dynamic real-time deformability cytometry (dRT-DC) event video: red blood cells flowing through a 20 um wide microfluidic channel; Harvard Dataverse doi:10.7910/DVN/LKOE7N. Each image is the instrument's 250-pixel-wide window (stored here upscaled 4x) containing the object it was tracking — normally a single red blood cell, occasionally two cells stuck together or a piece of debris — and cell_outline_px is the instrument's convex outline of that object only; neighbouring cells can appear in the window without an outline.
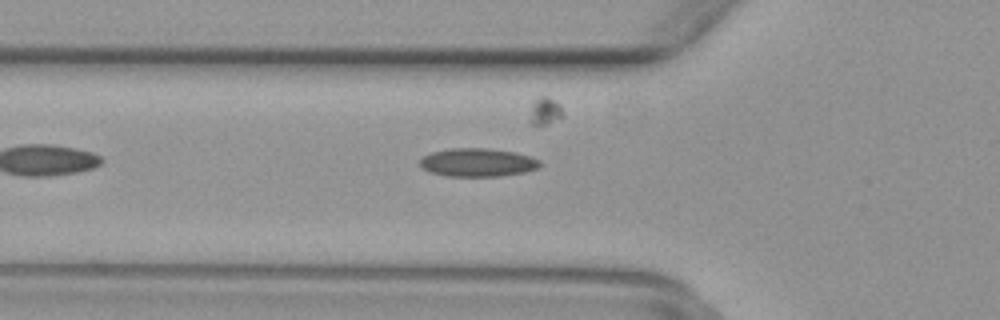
{"species": "common noctule bat (a hibernating species)", "species_latin": "Nyctalus noctula", "temperature_condition": "warm", "stored_images_in_passage": 29, "camera_frame_rate_fps": 3000, "um_per_image_px": 0.085, "animal": {"sex": "female", "body_mass_g": 29.2, "forearm_length_mm": 56.3}, "frame": {"image": 1, "passage_image": 6, "time_ms": 1.667, "image_size_px": [1000, 320], "cell_outline_px": [[540, 164], [536, 168], [524, 172], [500, 176], [448, 176], [428, 172], [420, 164], [420, 160], [424, 156], [432, 152], [452, 148], [488, 148], [516, 152], [532, 156], [540, 160]], "centroid_in_image_um": [40.61, 13.8], "position_along_channel_um": 85.2, "area_um2": 19.77}}
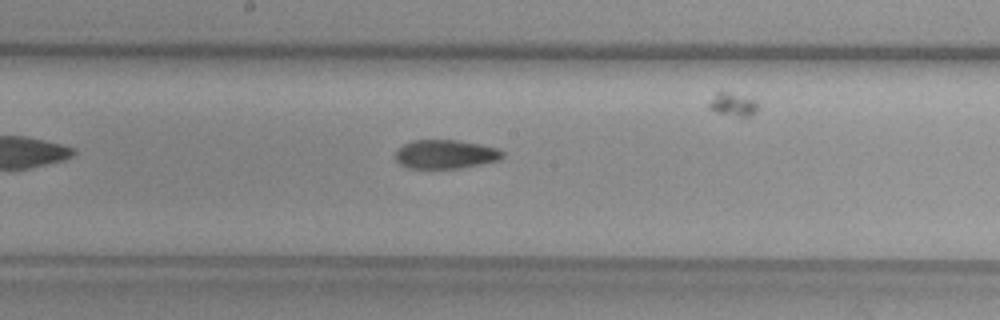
{"frame": {"image": 2, "passage_image": 15, "time_ms": 4.667, "image_size_px": [1000, 320], "cell_outline_px": [[504, 156], [500, 160], [460, 168], [408, 168], [400, 164], [396, 160], [396, 148], [412, 140], [456, 140], [480, 144], [496, 148], [504, 152]], "centroid_in_image_um": [37.85, 13.11], "position_along_channel_um": 210.3, "area_um2": 18.03}}
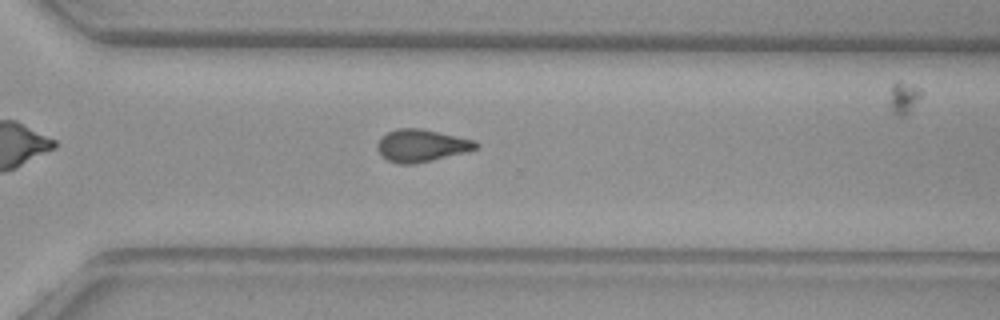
{"frame": {"image": 3, "passage_image": 24, "time_ms": 7.667, "image_size_px": [1000, 320], "cell_outline_px": [[480, 144], [476, 148], [464, 152], [416, 164], [400, 164], [388, 160], [380, 156], [376, 148], [376, 144], [380, 136], [396, 128], [420, 128], [440, 132], [476, 140]], "centroid_in_image_um": [35.78, 12.36], "position_along_channel_um": 334.8, "area_um2": 18.79}}